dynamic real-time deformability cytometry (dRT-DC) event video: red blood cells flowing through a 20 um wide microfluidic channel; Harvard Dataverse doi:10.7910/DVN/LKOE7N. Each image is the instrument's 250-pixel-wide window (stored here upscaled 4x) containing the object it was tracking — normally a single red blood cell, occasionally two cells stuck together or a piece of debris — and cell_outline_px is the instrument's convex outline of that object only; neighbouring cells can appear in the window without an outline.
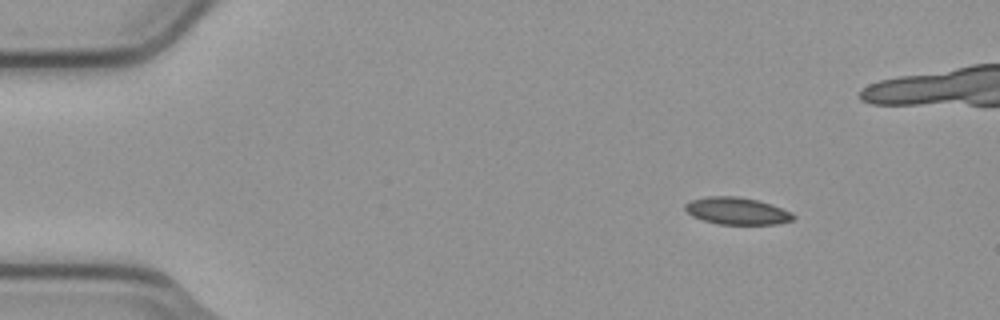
{"species": "common noctule bat (a hibernating species)", "species_latin": "Nyctalus noctula", "temperature_condition": "cold", "stored_images_in_passage": 6, "camera_frame_rate_fps": 3000, "um_per_image_px": 0.085, "animal": {"sex": "male", "body_mass_g": 23.1, "forearm_length_mm": 52.7}, "frame": {"image": 1, "passage_image": 2, "time_ms": 0.333, "image_size_px": [1000, 320], "cell_outline_px": [[796, 216], [792, 220], [776, 224], [720, 224], [704, 220], [692, 216], [684, 208], [684, 204], [692, 200], [708, 196], [736, 196], [756, 200], [792, 212]], "centroid_in_image_um": [62.62, 17.93], "position_along_channel_um": 22.4, "area_um2": 16.82}}